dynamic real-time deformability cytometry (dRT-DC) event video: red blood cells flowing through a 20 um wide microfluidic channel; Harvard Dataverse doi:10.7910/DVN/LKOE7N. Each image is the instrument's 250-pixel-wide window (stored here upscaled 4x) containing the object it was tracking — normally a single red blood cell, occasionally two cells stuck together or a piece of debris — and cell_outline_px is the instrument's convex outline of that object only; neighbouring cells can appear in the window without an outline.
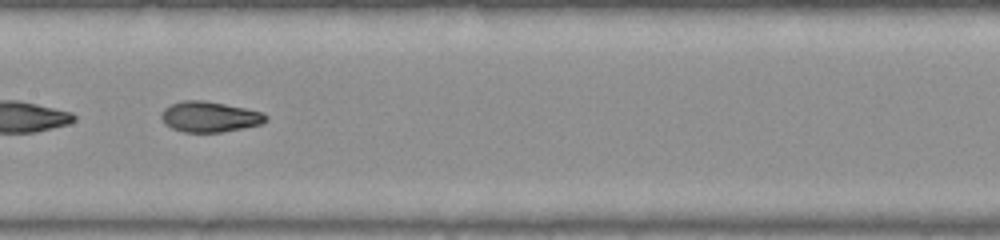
{"species": "common noctule bat (a hibernating species)", "species_latin": "Nyctalus noctula", "temperature_condition": "warm", "stored_images_in_passage": 27, "camera_frame_rate_fps": 3000, "um_per_image_px": 0.085, "animal": {"sex": "female", "body_mass_g": 22.0, "forearm_length_mm": 56.7}, "frame": {"image": 1, "passage_image": 16, "time_ms": 5.0, "image_size_px": [1000, 240], "cell_outline_px": [[268, 120], [260, 124], [244, 128], [220, 132], [184, 132], [172, 128], [164, 124], [160, 116], [160, 112], [164, 108], [180, 100], [204, 100], [264, 112], [268, 116]], "centroid_in_image_um": [17.8, 9.92], "position_along_channel_um": 189.6, "area_um2": 18.73}}